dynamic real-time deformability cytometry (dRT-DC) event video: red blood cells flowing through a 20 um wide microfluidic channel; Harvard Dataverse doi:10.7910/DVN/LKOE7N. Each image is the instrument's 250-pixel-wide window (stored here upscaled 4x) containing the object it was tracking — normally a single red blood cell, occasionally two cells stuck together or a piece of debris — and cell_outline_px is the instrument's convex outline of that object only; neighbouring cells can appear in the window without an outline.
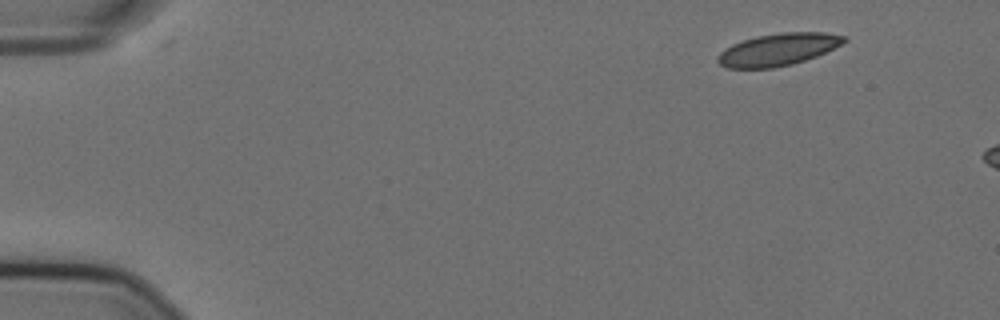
{"species": "Egyptian fruit bat (a non-hibernating species)", "species_latin": "Rousettus aegyptiacus", "temperature_condition": "cold", "stored_images_in_passage": 6, "camera_frame_rate_fps": 3000, "um_per_image_px": 0.085, "animal": {"sex": "female"}, "frame": {"image": 1, "passage_image": 1, "time_ms": 0.0, "image_size_px": [1000, 320], "cell_outline_px": [[848, 40], [816, 56], [792, 64], [772, 68], [728, 68], [720, 64], [716, 60], [716, 56], [720, 52], [732, 44], [756, 36], [780, 32], [824, 32], [848, 36]], "centroid_in_image_um": [66.12, 4.2], "position_along_channel_um": 18.9, "area_um2": 23.64}}